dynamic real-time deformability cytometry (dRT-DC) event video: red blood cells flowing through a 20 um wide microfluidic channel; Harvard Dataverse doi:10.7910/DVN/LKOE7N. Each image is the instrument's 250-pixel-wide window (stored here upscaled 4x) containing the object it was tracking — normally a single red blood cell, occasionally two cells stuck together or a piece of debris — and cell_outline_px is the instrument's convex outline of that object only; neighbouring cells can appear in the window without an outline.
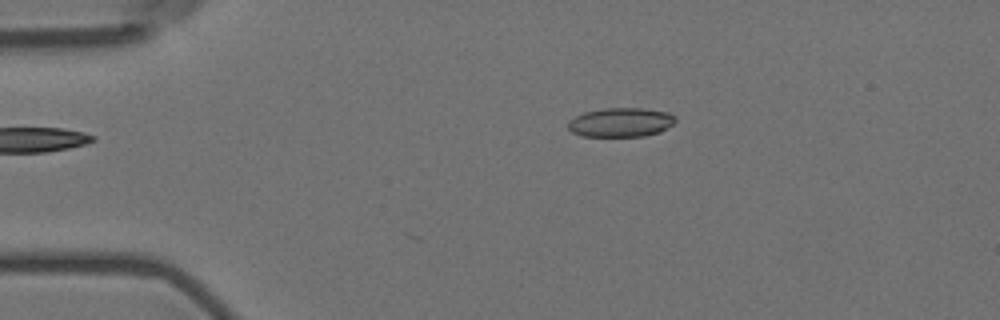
{"species": "Egyptian fruit bat (a non-hibernating species)", "species_latin": "Rousettus aegyptiacus", "temperature_condition": "room temperature", "stored_images_in_passage": 4, "camera_frame_rate_fps": 3000, "um_per_image_px": 0.085, "animal": {"sex": "female"}, "frame": {"image": 1, "passage_image": 2, "time_ms": 0.333, "image_size_px": [1000, 320], "cell_outline_px": [[676, 120], [672, 124], [660, 132], [644, 136], [580, 136], [572, 132], [568, 128], [568, 120], [584, 112], [604, 108], [644, 108], [668, 112], [676, 116]], "centroid_in_image_um": [52.76, 10.39], "position_along_channel_um": 32.2, "area_um2": 18.32}}
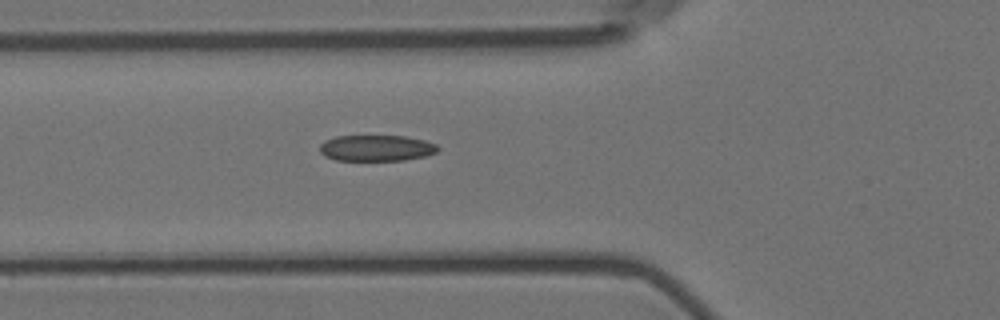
{"frame": {"image": 2, "passage_image": 4, "time_ms": 1.0, "image_size_px": [1000, 320], "cell_outline_px": [[440, 148], [436, 152], [428, 156], [404, 160], [336, 160], [324, 156], [320, 152], [320, 144], [324, 140], [336, 136], [404, 136], [424, 140], [436, 144]], "centroid_in_image_um": [32.0, 12.58], "position_along_channel_um": 93.8, "area_um2": 18.03}}